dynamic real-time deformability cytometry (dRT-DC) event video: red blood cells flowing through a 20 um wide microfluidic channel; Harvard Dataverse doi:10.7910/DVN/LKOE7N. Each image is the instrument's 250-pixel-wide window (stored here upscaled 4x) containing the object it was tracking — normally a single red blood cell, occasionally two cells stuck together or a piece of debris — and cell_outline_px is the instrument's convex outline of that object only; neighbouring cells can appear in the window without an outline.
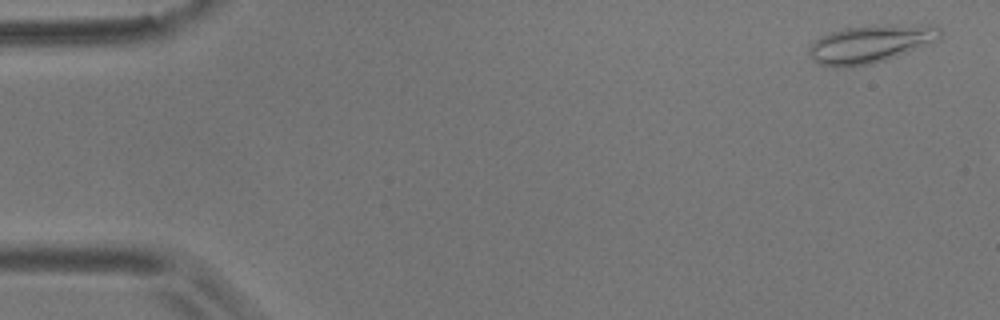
{"species": "common noctule bat (a hibernating species)", "species_latin": "Nyctalus noctula", "temperature_condition": "room temperature", "stored_images_in_passage": 3, "camera_frame_rate_fps": 3000, "um_per_image_px": 0.085, "animal": {"sex": "male", "body_mass_g": 17.9}, "frame": {"image": 1, "passage_image": 1, "time_ms": 0.0, "image_size_px": [1000, 320], "cell_outline_px": [[944, 32], [940, 40], [884, 60], [872, 64], [844, 68], [820, 64], [812, 60], [808, 52], [808, 48], [820, 36], [844, 28], [872, 24], [928, 24], [940, 28]], "centroid_in_image_um": [74.03, 3.7], "position_along_channel_um": 11.0, "area_um2": 29.36}}